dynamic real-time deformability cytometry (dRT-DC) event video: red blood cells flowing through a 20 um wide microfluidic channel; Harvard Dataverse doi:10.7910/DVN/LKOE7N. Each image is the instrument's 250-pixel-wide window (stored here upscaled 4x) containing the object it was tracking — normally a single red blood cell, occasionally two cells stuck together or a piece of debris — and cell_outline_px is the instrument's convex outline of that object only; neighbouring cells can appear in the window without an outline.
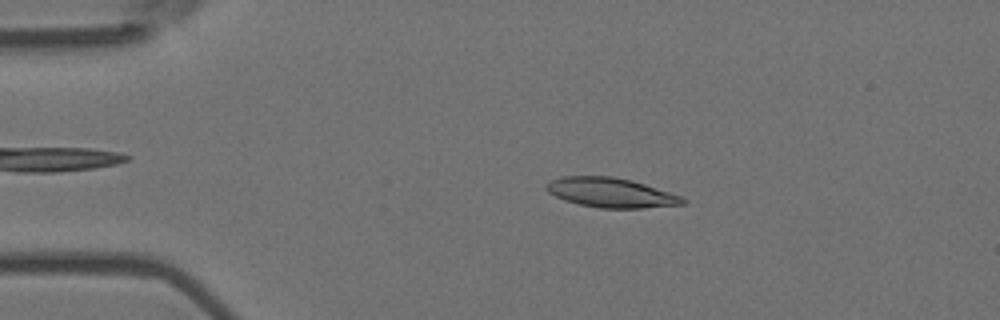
{"species": "Egyptian fruit bat (a non-hibernating species)", "species_latin": "Rousettus aegyptiacus", "temperature_condition": "room temperature", "stored_images_in_passage": 5, "camera_frame_rate_fps": 3000, "um_per_image_px": 0.085, "animal": {"sex": "female"}, "frame": {"image": 1, "passage_image": 3, "time_ms": 0.667, "image_size_px": [1000, 320], "cell_outline_px": [[684, 204], [644, 208], [600, 208], [580, 204], [564, 200], [548, 192], [544, 188], [552, 180], [560, 176], [612, 176], [632, 180], [680, 196], [684, 200]], "centroid_in_image_um": [51.88, 16.37], "position_along_channel_um": 33.1, "area_um2": 23.24}}
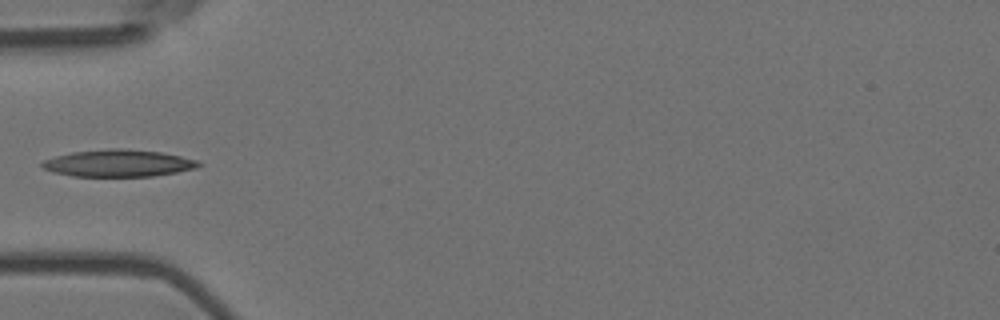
{"frame": {"image": 2, "passage_image": 5, "time_ms": 1.333, "image_size_px": [1000, 320], "cell_outline_px": [[200, 164], [196, 168], [176, 172], [152, 176], [72, 176], [52, 172], [44, 168], [40, 164], [44, 160], [56, 156], [72, 152], [108, 148], [124, 148], [160, 152], [180, 156], [196, 160]], "centroid_in_image_um": [10.02, 13.87], "position_along_channel_um": 75.0, "area_um2": 24.51}}